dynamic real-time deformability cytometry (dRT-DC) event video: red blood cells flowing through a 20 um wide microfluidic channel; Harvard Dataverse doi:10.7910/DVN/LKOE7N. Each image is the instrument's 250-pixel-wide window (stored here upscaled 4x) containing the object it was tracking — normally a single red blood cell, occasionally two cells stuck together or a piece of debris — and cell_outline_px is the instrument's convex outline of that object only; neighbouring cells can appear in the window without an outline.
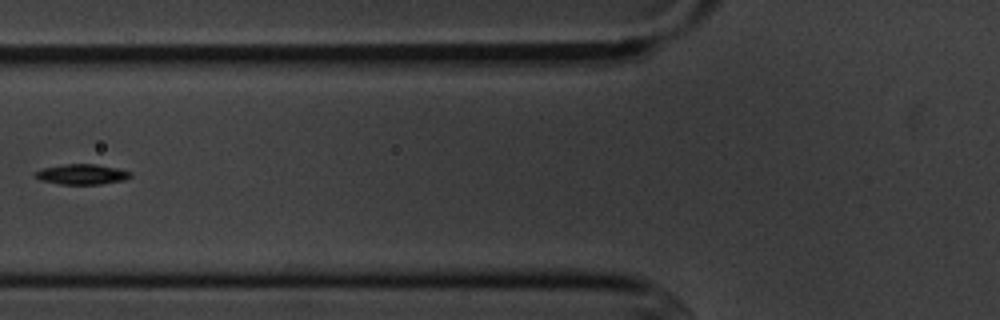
{"species": "common noctule bat (a hibernating species)", "species_latin": "Nyctalus noctula", "temperature_condition": "cold", "stored_images_in_passage": 7, "camera_frame_rate_fps": 3000, "um_per_image_px": 0.085, "animal": {"sex": "male", "body_mass_g": 20.1, "forearm_length_mm": 53.5}, "frame": {"image": 1, "passage_image": 6, "time_ms": 6.667, "image_size_px": [1000, 320], "cell_outline_px": [[132, 176], [124, 180], [100, 184], [60, 184], [40, 180], [36, 176], [36, 172], [44, 168], [64, 164], [96, 164], [116, 168], [132, 172]], "centroid_in_image_um": [7.0, 14.81], "position_along_channel_um": 118.8, "area_um2": 11.1}}
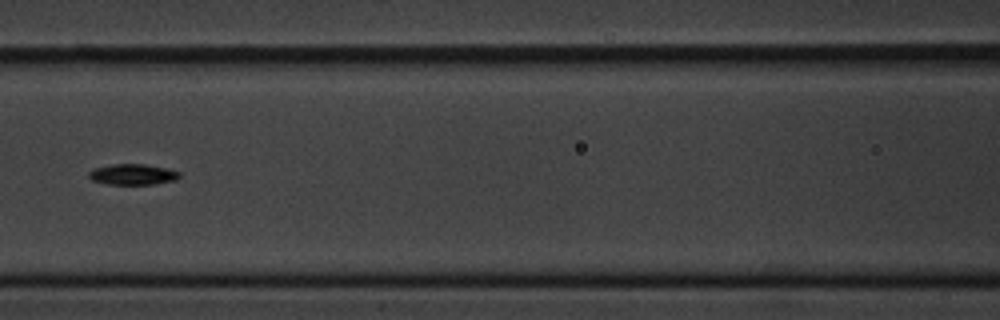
{"frame": {"image": 2, "passage_image": 7, "time_ms": 7.667, "image_size_px": [1000, 320], "cell_outline_px": [[180, 176], [176, 180], [152, 184], [108, 184], [92, 180], [88, 176], [88, 172], [96, 168], [112, 164], [144, 164], [164, 168], [180, 172]], "centroid_in_image_um": [11.27, 14.82], "position_along_channel_um": 155.3, "area_um2": 10.81}}